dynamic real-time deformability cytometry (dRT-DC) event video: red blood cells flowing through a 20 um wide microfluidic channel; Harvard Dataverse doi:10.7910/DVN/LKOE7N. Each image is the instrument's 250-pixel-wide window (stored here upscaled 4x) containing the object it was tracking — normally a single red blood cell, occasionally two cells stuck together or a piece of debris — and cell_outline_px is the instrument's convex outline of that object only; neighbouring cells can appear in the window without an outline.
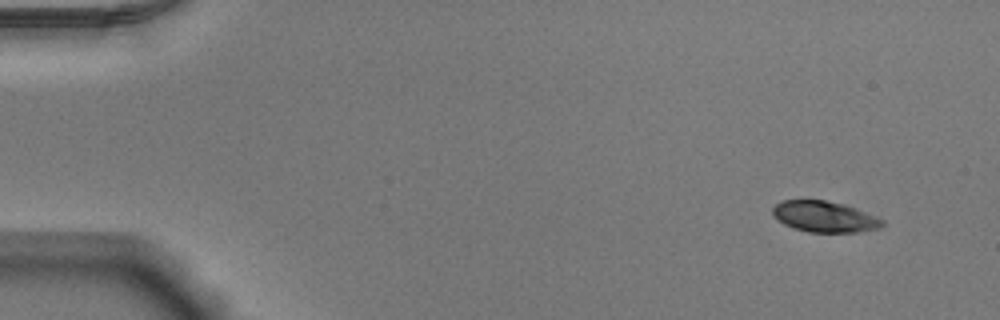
{"species": "Egyptian fruit bat (a non-hibernating species)", "species_latin": "Rousettus aegyptiacus", "temperature_condition": "warm", "stored_images_in_passage": 49, "camera_frame_rate_fps": 3000, "um_per_image_px": 0.085, "animal": {"sex": "male"}, "frame": {"image": 1, "passage_image": 1, "time_ms": 0.0, "image_size_px": [1000, 320], "cell_outline_px": [[884, 224], [876, 228], [856, 232], [808, 232], [784, 224], [776, 220], [772, 216], [772, 208], [780, 200], [824, 200], [840, 204], [864, 212], [884, 220]], "centroid_in_image_um": [69.99, 18.42], "position_along_channel_um": 15.0, "area_um2": 19.42}}
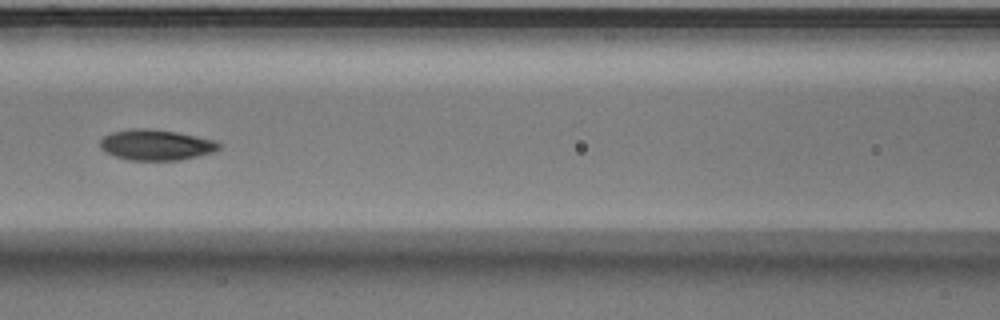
{"frame": {"image": 2, "passage_image": 21, "time_ms": 6.667, "image_size_px": [1000, 320], "cell_outline_px": [[220, 148], [212, 152], [180, 160], [128, 160], [104, 152], [100, 148], [100, 140], [104, 136], [112, 132], [132, 128], [148, 128], [176, 132], [216, 140], [220, 144]], "centroid_in_image_um": [13.24, 12.31], "position_along_channel_um": 153.4, "area_um2": 21.21}}
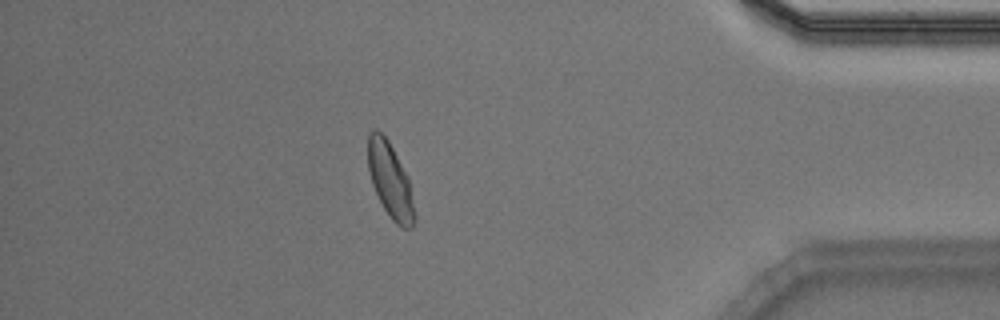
{"frame": {"image": 3, "passage_image": 43, "time_ms": 14.0, "image_size_px": [1000, 320], "cell_outline_px": [[416, 216], [412, 228], [400, 228], [392, 220], [384, 208], [372, 184], [368, 168], [368, 132], [372, 128], [376, 128], [388, 140], [408, 176]], "centroid_in_image_um": [33.17, 15.33], "position_along_channel_um": 402.0, "area_um2": 20.35}, "authors_computed_cell_mechanics": {"area_um2": 20.519, "velocity_mm_per_s": 3.8801, "shape_relaxation_time_tau1_ms": 3.595, "shape_relaxation_time_tau2_ms": null, "deformation_change_tau1": 0.1527, "deformation_change_tau2": null}}